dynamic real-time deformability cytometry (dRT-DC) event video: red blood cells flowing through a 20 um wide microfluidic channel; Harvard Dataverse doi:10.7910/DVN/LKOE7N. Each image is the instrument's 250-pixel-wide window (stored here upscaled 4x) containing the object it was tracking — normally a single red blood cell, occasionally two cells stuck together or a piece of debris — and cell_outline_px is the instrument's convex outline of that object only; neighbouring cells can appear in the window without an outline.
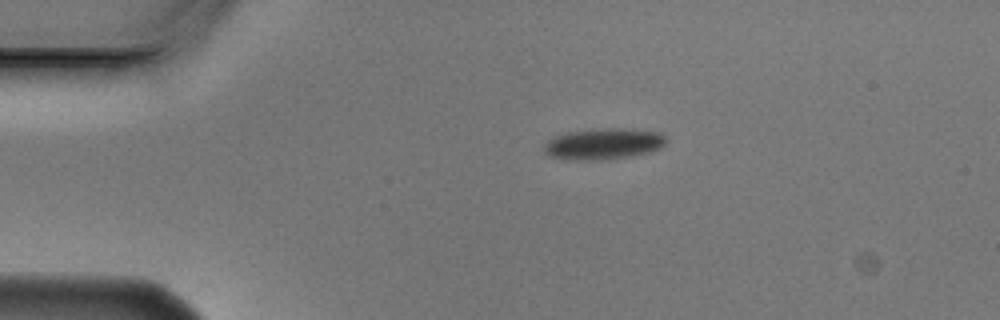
{"species": "Egyptian fruit bat (a non-hibernating species)", "species_latin": "Rousettus aegyptiacus", "temperature_condition": "cold", "stored_images_in_passage": 3, "camera_frame_rate_fps": 3000, "um_per_image_px": 0.085, "animal": {"sex": "male"}, "frame": {"image": 1, "passage_image": 1, "time_ms": 0.0, "image_size_px": [1000, 320], "cell_outline_px": [[668, 140], [660, 148], [652, 152], [632, 156], [604, 160], [576, 160], [552, 156], [544, 152], [544, 144], [548, 140], [556, 136], [568, 132], [592, 128], [624, 128], [656, 132], [664, 136]], "centroid_in_image_um": [51.32, 12.22], "position_along_channel_um": 33.7, "area_um2": 22.25}}
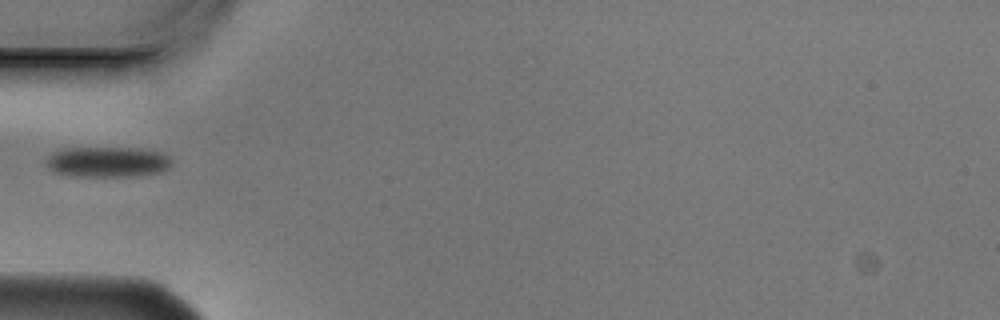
{"frame": {"image": 2, "passage_image": 3, "time_ms": 0.667, "image_size_px": [1000, 320], "cell_outline_px": [[172, 164], [168, 168], [160, 172], [136, 176], [64, 176], [52, 172], [44, 164], [44, 160], [52, 152], [64, 148], [140, 148], [160, 152], [168, 156], [172, 160]], "centroid_in_image_um": [9.07, 13.77], "position_along_channel_um": 75.9, "area_um2": 22.72}}